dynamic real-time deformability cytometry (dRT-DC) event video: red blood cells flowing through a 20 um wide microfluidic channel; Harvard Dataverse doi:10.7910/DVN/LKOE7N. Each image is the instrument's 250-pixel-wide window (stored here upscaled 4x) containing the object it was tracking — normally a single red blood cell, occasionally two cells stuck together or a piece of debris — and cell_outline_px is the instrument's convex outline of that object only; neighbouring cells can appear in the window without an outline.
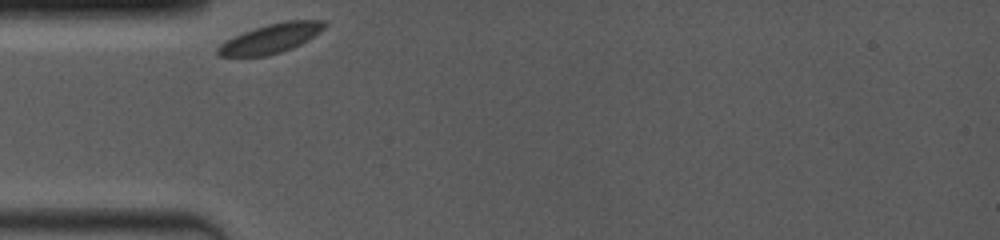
{"species": "common noctule bat (a hibernating species)", "species_latin": "Nyctalus noctula", "temperature_condition": "room temperature", "stored_images_in_passage": 11, "camera_frame_rate_fps": 4000, "um_per_image_px": 0.085, "animal": {"sex": "female", "body_mass_g": 19.0, "forearm_length_mm": 53.3}, "frame": {"image": 1, "passage_image": 1, "time_ms": 0.0, "image_size_px": [1000, 240], "cell_outline_px": [[328, 24], [320, 32], [308, 40], [292, 48], [280, 52], [264, 56], [220, 56], [216, 52], [216, 48], [220, 44], [244, 32], [268, 24], [284, 20], [324, 20]], "centroid_in_image_um": [23.06, 3.26], "position_along_channel_um": 61.9, "area_um2": 18.03}}
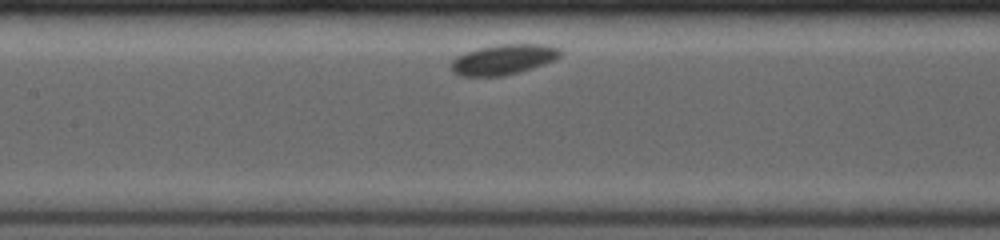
{"frame": {"image": 2, "passage_image": 7, "time_ms": 3.0, "image_size_px": [1000, 240], "cell_outline_px": [[560, 56], [552, 60], [532, 68], [520, 72], [500, 76], [456, 76], [448, 68], [452, 60], [456, 56], [480, 48], [500, 44], [544, 44], [560, 48]], "centroid_in_image_um": [42.72, 5.07], "position_along_channel_um": 164.7, "area_um2": 19.19}}
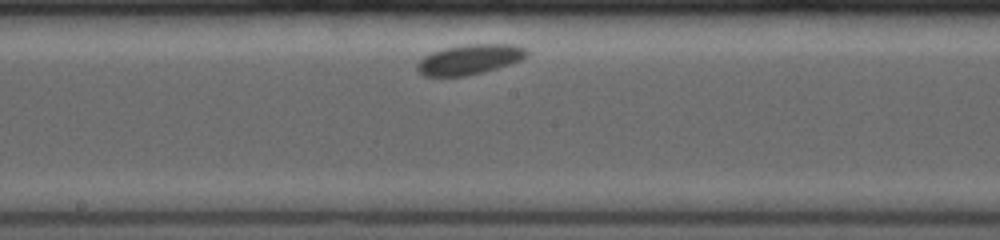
{"frame": {"image": 3, "passage_image": 10, "time_ms": 4.25, "image_size_px": [1000, 240], "cell_outline_px": [[528, 56], [520, 60], [484, 72], [464, 76], [424, 76], [416, 72], [416, 64], [424, 56], [432, 52], [444, 48], [468, 44], [516, 44], [524, 48], [528, 52]], "centroid_in_image_um": [39.88, 5.05], "position_along_channel_um": 208.3, "area_um2": 19.19}}